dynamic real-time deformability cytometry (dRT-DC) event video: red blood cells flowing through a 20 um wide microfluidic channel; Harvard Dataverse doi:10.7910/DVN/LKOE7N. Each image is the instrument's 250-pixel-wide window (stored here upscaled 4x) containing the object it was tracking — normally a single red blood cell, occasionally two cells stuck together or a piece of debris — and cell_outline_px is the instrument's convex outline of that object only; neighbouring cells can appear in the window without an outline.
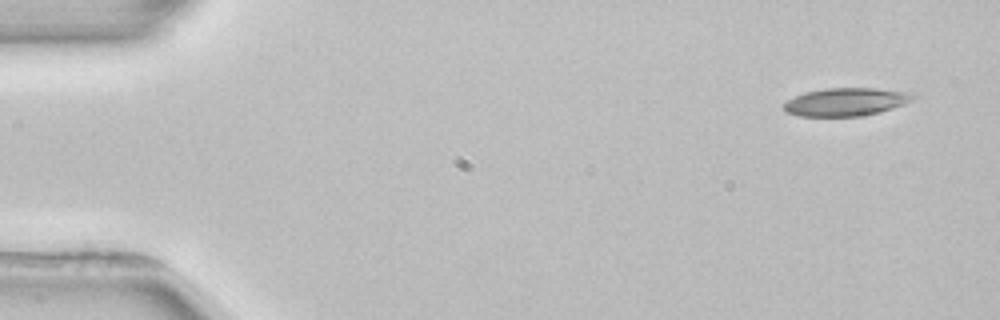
{"species": "common noctule bat (a hibernating species)", "species_latin": "Nyctalus noctula", "temperature_condition": "room temperature", "stored_images_in_passage": 4, "camera_frame_rate_fps": 3000, "um_per_image_px": 0.085, "animal": {"sex": "female", "body_mass_g": 22.7, "forearm_length_mm": 54.2}, "frame": {"image": 1, "passage_image": 1, "time_ms": 0.0, "image_size_px": [1000, 320], "cell_outline_px": [[920, 96], [904, 104], [880, 112], [860, 116], [800, 116], [788, 112], [780, 104], [804, 92], [824, 88], [876, 88], [908, 92]], "centroid_in_image_um": [71.92, 8.65], "position_along_channel_um": 13.1, "area_um2": 21.15}}
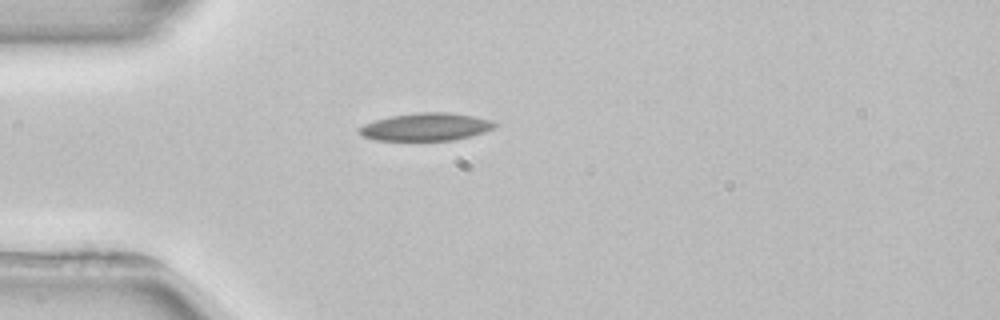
{"frame": {"image": 2, "passage_image": 4, "time_ms": 3.667, "image_size_px": [1000, 320], "cell_outline_px": [[496, 124], [492, 128], [484, 132], [456, 140], [376, 140], [364, 136], [356, 132], [356, 128], [364, 124], [376, 120], [392, 116], [416, 112], [448, 112], [472, 116], [492, 120]], "centroid_in_image_um": [36.17, 10.78], "position_along_channel_um": 48.8, "area_um2": 21.79}}